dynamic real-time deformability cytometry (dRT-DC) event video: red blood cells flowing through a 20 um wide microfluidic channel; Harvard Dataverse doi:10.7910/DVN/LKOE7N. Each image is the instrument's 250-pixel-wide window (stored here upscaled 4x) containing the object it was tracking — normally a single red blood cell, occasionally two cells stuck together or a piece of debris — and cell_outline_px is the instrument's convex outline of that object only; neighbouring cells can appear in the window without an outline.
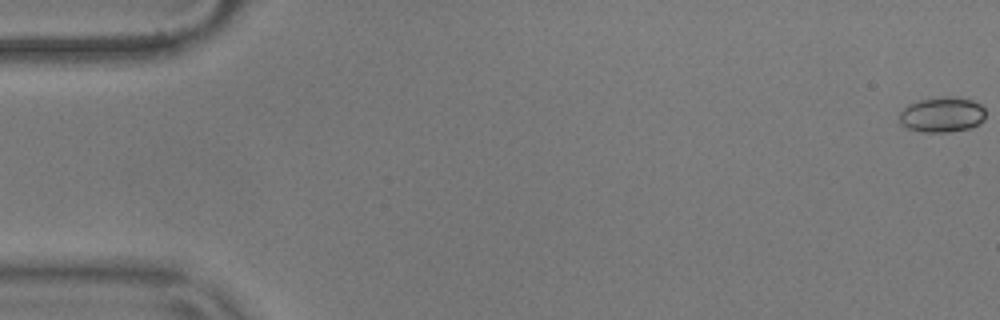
{"species": "common noctule bat (a hibernating species)", "species_latin": "Nyctalus noctula", "temperature_condition": "warm", "stored_images_in_passage": 51, "camera_frame_rate_fps": 3000, "um_per_image_px": 0.085, "animal": {"sex": "male", "body_mass_g": 17.9}, "frame": {"image": 1, "passage_image": 1, "time_ms": 0.0, "image_size_px": [1000, 320], "cell_outline_px": [[984, 120], [968, 128], [948, 132], [924, 132], [908, 128], [900, 124], [900, 112], [904, 108], [920, 100], [944, 96], [948, 96], [972, 100], [980, 104], [984, 108]], "centroid_in_image_um": [80.07, 9.74], "position_along_channel_um": 4.9, "area_um2": 17.4}}
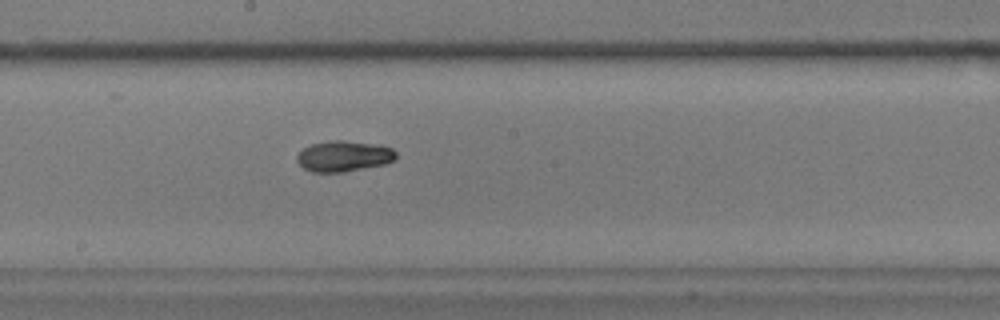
{"frame": {"image": 2, "passage_image": 31, "time_ms": 10.0, "image_size_px": [1000, 320], "cell_outline_px": [[396, 160], [384, 164], [344, 172], [312, 172], [304, 168], [296, 160], [296, 156], [304, 148], [312, 144], [328, 140], [344, 140], [380, 144], [392, 148], [396, 152]], "centroid_in_image_um": [29.24, 13.26], "position_along_channel_um": 219.0, "area_um2": 17.92}}
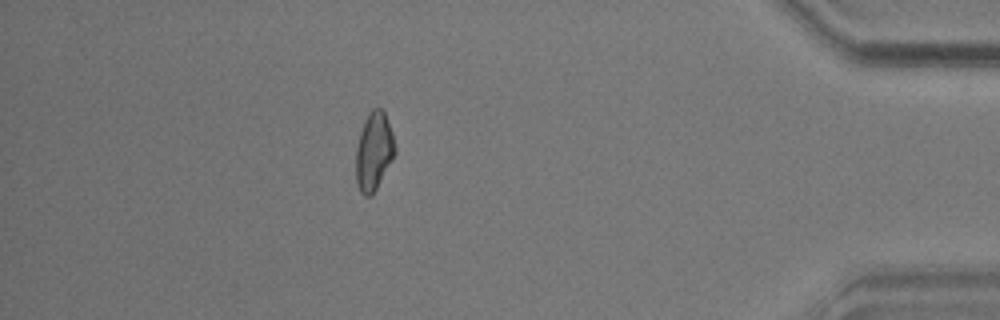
{"frame": {"image": 3, "passage_image": 50, "time_ms": 16.333, "image_size_px": [1000, 320], "cell_outline_px": [[396, 152], [392, 160], [376, 188], [368, 196], [364, 196], [360, 192], [356, 180], [356, 148], [360, 132], [364, 120], [372, 108], [384, 108], [392, 132], [396, 148]], "centroid_in_image_um": [31.78, 12.81], "position_along_channel_um": 403.4, "area_um2": 17.74}}